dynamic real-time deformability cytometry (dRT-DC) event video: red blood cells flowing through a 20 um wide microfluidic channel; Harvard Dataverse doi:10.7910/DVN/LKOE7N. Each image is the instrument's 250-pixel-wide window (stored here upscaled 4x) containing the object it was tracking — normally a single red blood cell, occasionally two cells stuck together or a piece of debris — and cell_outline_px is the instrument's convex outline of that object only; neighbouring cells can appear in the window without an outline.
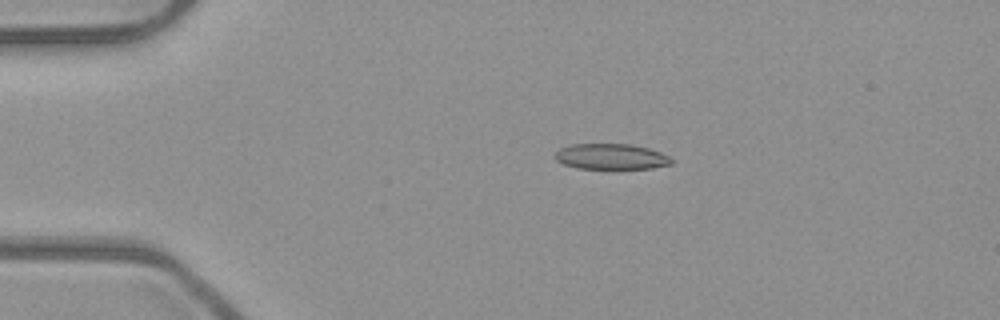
{"species": "common noctule bat (a hibernating species)", "species_latin": "Nyctalus noctula", "temperature_condition": "room temperature", "stored_images_in_passage": 52, "camera_frame_rate_fps": 3000, "um_per_image_px": 0.085, "animal": {"sex": "male", "body_mass_g": 23.1, "forearm_length_mm": 52.7}, "frame": {"image": 1, "passage_image": 11, "time_ms": 3.333, "image_size_px": [1000, 320], "cell_outline_px": [[672, 164], [652, 168], [580, 168], [564, 164], [556, 160], [556, 152], [560, 148], [572, 144], [632, 144], [648, 148], [660, 152], [668, 156], [672, 160]], "centroid_in_image_um": [51.96, 13.3], "position_along_channel_um": 33.0, "area_um2": 17.17}}
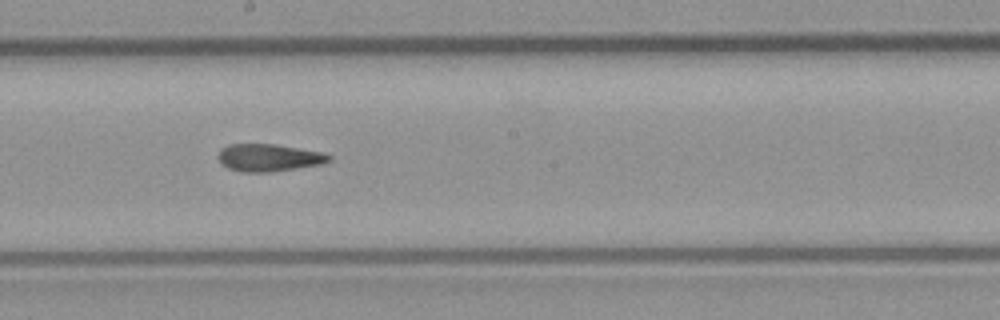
{"frame": {"image": 2, "passage_image": 29, "time_ms": 9.333, "image_size_px": [1000, 320], "cell_outline_px": [[332, 160], [324, 164], [272, 172], [240, 172], [228, 168], [216, 156], [220, 148], [228, 144], [276, 144], [324, 152], [332, 156]], "centroid_in_image_um": [22.88, 13.4], "position_along_channel_um": 225.3, "area_um2": 18.03}}
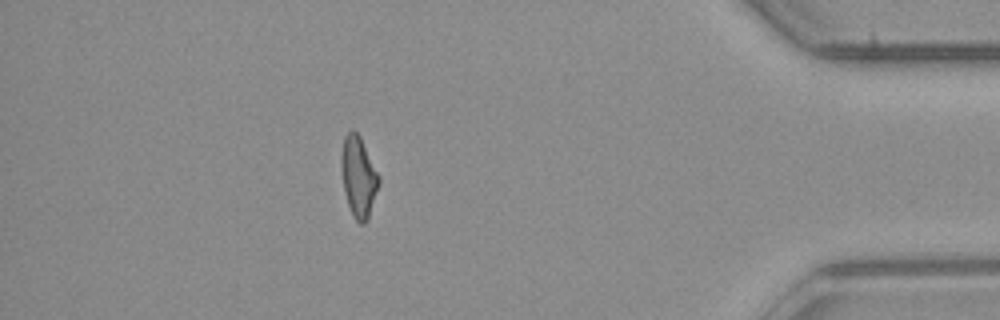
{"frame": {"image": 3, "passage_image": 46, "time_ms": 15.0, "image_size_px": [1000, 320], "cell_outline_px": [[380, 184], [368, 220], [364, 224], [360, 224], [352, 216], [344, 192], [340, 168], [340, 156], [344, 136], [352, 128], [360, 136], [380, 176]], "centroid_in_image_um": [30.47, 15.03], "position_along_channel_um": 404.7, "area_um2": 18.09}, "authors_computed_cell_mechanics": {"area_um2": 17.9758, "velocity_mm_per_s": 4.0057, "shape_relaxation_time_tau1_ms": null, "shape_relaxation_time_tau2_ms": 3.2729, "deformation_change_tau1": null, "deformation_change_tau2": 0.1205}}